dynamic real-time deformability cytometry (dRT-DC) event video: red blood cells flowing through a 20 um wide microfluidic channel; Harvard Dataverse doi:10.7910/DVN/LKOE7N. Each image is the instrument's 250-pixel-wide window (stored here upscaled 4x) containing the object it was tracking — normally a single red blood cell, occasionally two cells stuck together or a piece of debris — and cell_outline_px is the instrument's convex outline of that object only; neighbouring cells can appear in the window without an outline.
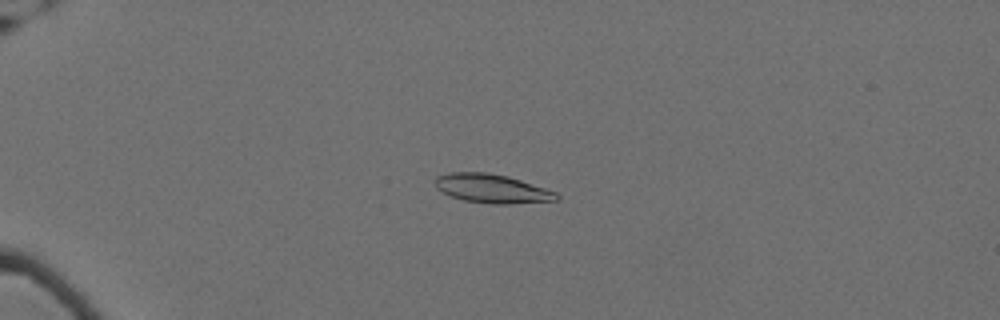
{"species": "Egyptian fruit bat (a non-hibernating species)", "species_latin": "Rousettus aegyptiacus", "temperature_condition": "cold", "stored_images_in_passage": 61, "camera_frame_rate_fps": 3000, "um_per_image_px": 0.085, "animal": {"sex": "female"}, "frame": {"image": 1, "passage_image": 18, "time_ms": 5.667, "image_size_px": [1000, 320], "cell_outline_px": [[560, 200], [508, 204], [492, 204], [464, 200], [448, 196], [436, 188], [436, 176], [448, 172], [488, 172], [508, 176], [556, 192], [560, 196]], "centroid_in_image_um": [41.8, 16.03], "position_along_channel_um": 43.2, "area_um2": 20.52}}
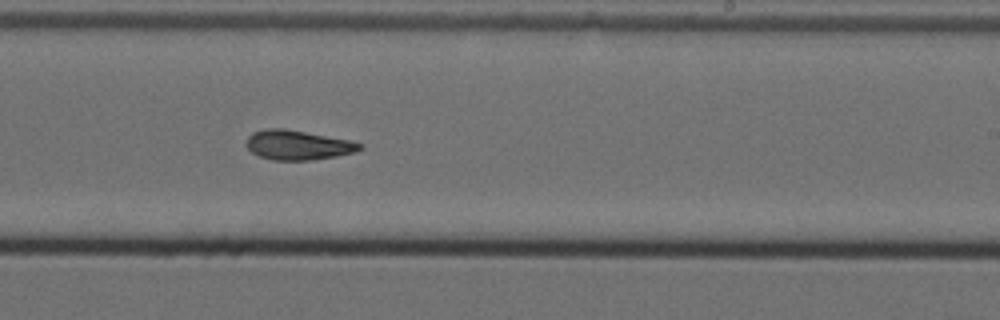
{"frame": {"image": 2, "passage_image": 41, "time_ms": 13.333, "image_size_px": [1000, 320], "cell_outline_px": [[364, 148], [356, 152], [336, 156], [312, 160], [272, 160], [260, 156], [252, 152], [244, 144], [248, 136], [252, 132], [264, 128], [284, 128], [348, 140], [364, 144]], "centroid_in_image_um": [25.3, 12.32], "position_along_channel_um": 263.7, "area_um2": 19.65}}
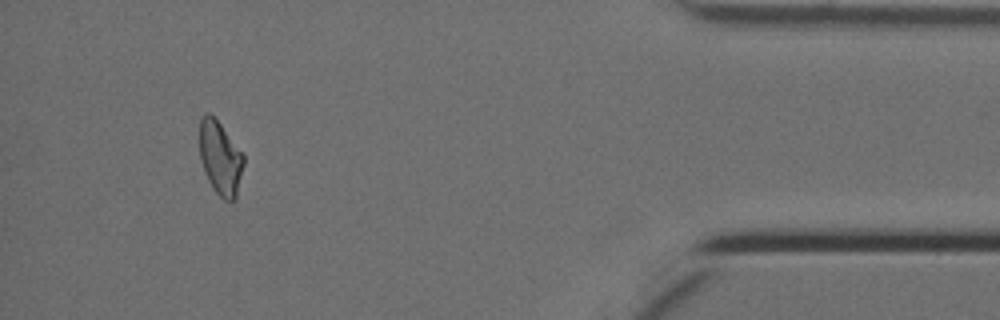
{"frame": {"image": 3, "passage_image": 58, "time_ms": 19.0, "image_size_px": [1000, 320], "cell_outline_px": [[244, 164], [236, 200], [224, 200], [212, 188], [208, 180], [200, 160], [200, 120], [204, 112], [208, 112], [220, 124], [244, 156]], "centroid_in_image_um": [18.72, 13.46], "position_along_channel_um": 416.5, "area_um2": 18.73}, "authors_computed_cell_mechanics": {"area_um2": 19.7676, "velocity_mm_per_s": 3.5056, "shape_relaxation_time_tau1_ms": null, "shape_relaxation_time_tau2_ms": 5.935, "deformation_change_tau1": null, "deformation_change_tau2": 0.1378}}